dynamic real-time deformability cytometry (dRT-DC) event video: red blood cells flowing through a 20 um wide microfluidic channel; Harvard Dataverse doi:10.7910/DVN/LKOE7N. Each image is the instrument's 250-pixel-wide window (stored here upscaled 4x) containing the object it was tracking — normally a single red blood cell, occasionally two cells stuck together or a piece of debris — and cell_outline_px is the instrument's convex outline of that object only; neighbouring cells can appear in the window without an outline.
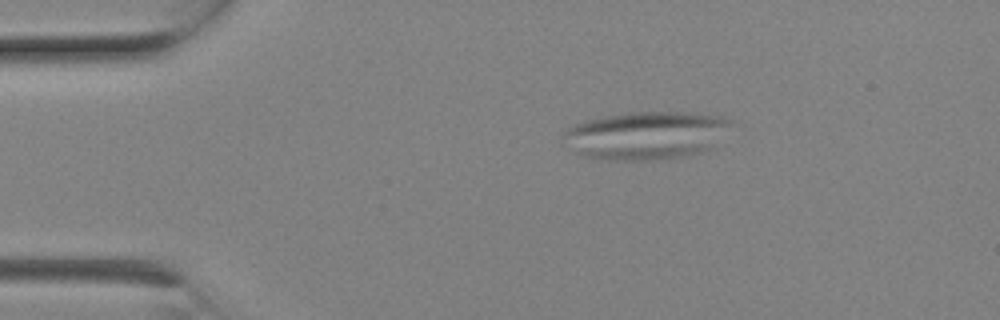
{"species": "Egyptian fruit bat (a non-hibernating species)", "species_latin": "Rousettus aegyptiacus", "temperature_condition": "room temperature", "stored_images_in_passage": 6, "camera_frame_rate_fps": 3000, "um_per_image_px": 0.085, "animal": {"sex": "female"}, "frame": {"image": 1, "passage_image": 4, "time_ms": 1.0, "image_size_px": [1000, 320], "cell_outline_px": [[732, 124], [716, 148], [668, 160], [608, 160], [584, 156], [576, 152], [564, 136], [564, 132], [568, 128], [576, 124], [588, 120], [608, 116], [632, 112], [692, 112], [720, 116], [732, 120]], "centroid_in_image_um": [55.05, 11.52], "position_along_channel_um": 30.0, "area_um2": 46.99}}